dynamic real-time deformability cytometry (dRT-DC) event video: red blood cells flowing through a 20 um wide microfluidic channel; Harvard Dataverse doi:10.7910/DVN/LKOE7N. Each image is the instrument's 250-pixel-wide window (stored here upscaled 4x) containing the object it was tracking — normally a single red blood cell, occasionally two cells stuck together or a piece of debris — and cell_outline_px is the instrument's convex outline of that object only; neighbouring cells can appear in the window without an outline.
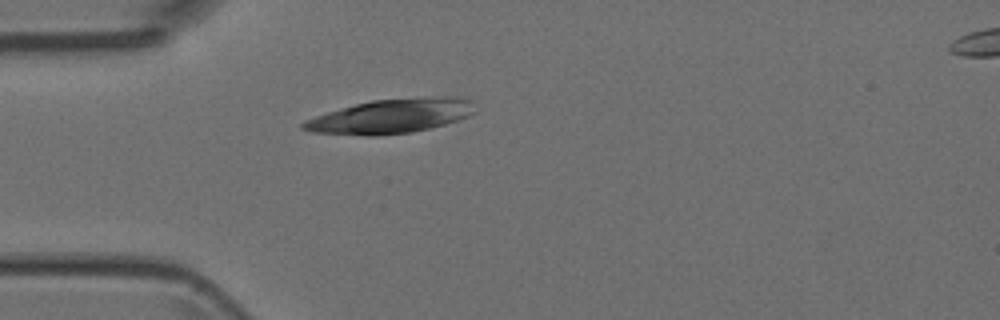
{"species": "Egyptian fruit bat (a non-hibernating species)", "species_latin": "Rousettus aegyptiacus", "temperature_condition": "room temperature", "stored_images_in_passage": 2, "camera_frame_rate_fps": 3000, "um_per_image_px": 0.085, "animal": {"sex": "female"}, "frame": {"image": 1, "passage_image": 2, "time_ms": 1.333, "image_size_px": [1000, 320], "cell_outline_px": [[476, 112], [460, 120], [412, 132], [376, 136], [368, 136], [312, 132], [300, 128], [300, 124], [304, 120], [328, 112], [356, 104], [372, 100], [444, 96], [460, 96], [472, 100]], "centroid_in_image_um": [33.27, 9.87], "position_along_channel_um": 51.7, "area_um2": 34.39}}